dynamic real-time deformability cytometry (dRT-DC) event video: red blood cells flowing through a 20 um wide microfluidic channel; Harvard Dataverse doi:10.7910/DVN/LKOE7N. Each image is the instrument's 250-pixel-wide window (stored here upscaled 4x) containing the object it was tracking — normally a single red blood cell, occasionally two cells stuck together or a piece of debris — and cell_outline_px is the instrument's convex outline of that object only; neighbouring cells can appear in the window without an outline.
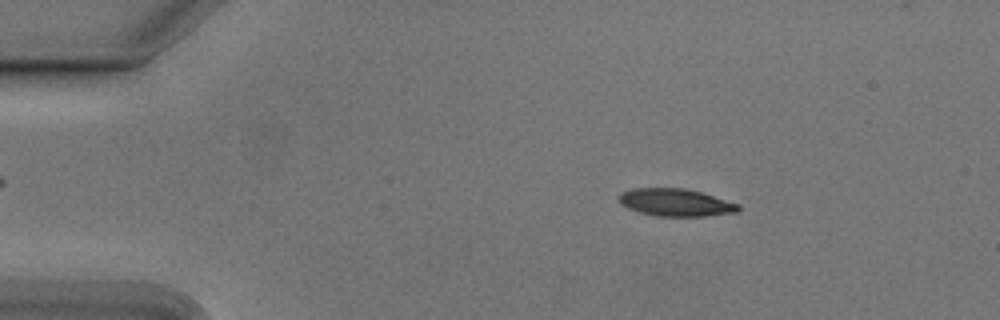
{"species": "Egyptian fruit bat (a non-hibernating species)", "species_latin": "Rousettus aegyptiacus", "temperature_condition": "cold", "stored_images_in_passage": 55, "camera_frame_rate_fps": 3000, "um_per_image_px": 0.085, "animal": {"sex": "male"}, "frame": {"image": 1, "passage_image": 9, "time_ms": 2.667, "image_size_px": [1000, 320], "cell_outline_px": [[740, 208], [736, 212], [704, 216], [656, 216], [640, 212], [628, 208], [620, 204], [620, 192], [632, 188], [684, 188], [700, 192], [740, 204]], "centroid_in_image_um": [57.41, 17.21], "position_along_channel_um": 27.6, "area_um2": 19.02}}
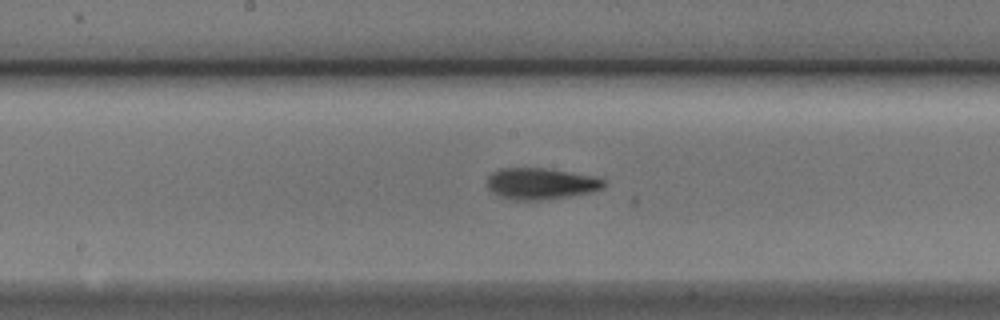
{"frame": {"image": 2, "passage_image": 28, "time_ms": 9.0, "image_size_px": [1000, 320], "cell_outline_px": [[604, 184], [600, 188], [592, 192], [568, 196], [540, 200], [512, 200], [496, 196], [488, 188], [488, 176], [492, 172], [500, 168], [548, 168], [596, 176], [604, 180]], "centroid_in_image_um": [45.93, 15.6], "position_along_channel_um": 202.3, "area_um2": 21.44}}
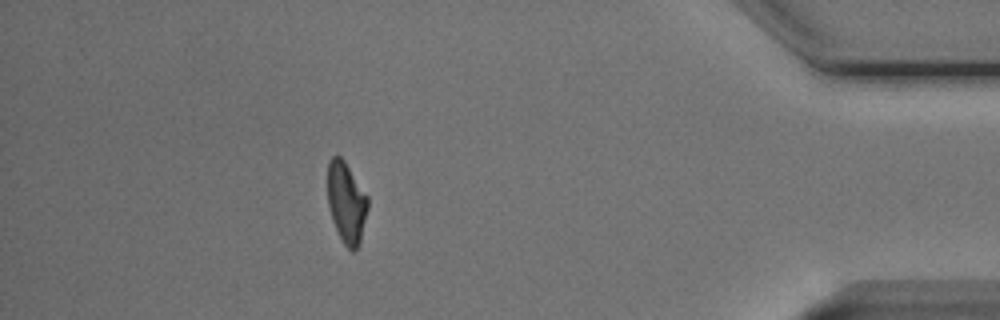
{"frame": {"image": 3, "passage_image": 48, "time_ms": 15.667, "image_size_px": [1000, 320], "cell_outline_px": [[368, 208], [360, 244], [352, 252], [344, 244], [332, 220], [328, 204], [328, 160], [332, 156], [340, 156], [344, 160], [368, 196]], "centroid_in_image_um": [29.45, 17.21], "position_along_channel_um": 405.7, "area_um2": 18.96}, "authors_computed_cell_mechanics": {"area_um2": 19.7676, "velocity_mm_per_s": 3.7792, "shape_relaxation_time_tau1_ms": 2.8105, "shape_relaxation_time_tau2_ms": 4.7803, "deformation_change_tau1": 0.154, "deformation_change_tau2": 0.1377}}